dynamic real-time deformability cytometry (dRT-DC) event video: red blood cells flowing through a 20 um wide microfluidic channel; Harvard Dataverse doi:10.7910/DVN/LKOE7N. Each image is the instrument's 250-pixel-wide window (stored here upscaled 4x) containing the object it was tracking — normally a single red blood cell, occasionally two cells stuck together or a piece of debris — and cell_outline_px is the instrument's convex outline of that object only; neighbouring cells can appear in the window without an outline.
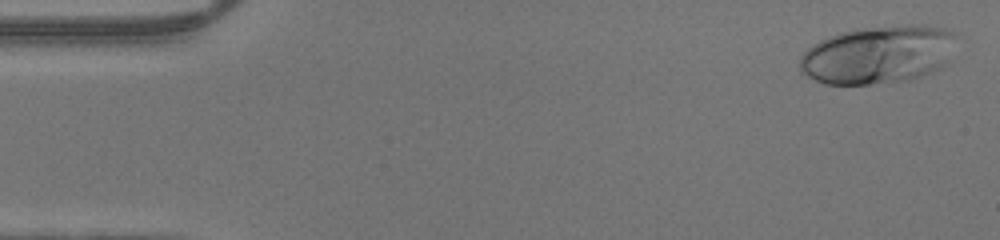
{"species": "human", "species_latin": "Homo sapiens", "temperature_condition": "warm", "stored_images_in_passage": 47, "camera_frame_rate_fps": 3000, "um_per_image_px": 0.085, "donor": {"sex": "male"}, "frame": {"image": 1, "passage_image": 2, "time_ms": 0.333, "image_size_px": [1000, 240], "cell_outline_px": [[952, 60], [940, 68], [932, 72], [912, 80], [868, 84], [824, 84], [800, 72], [800, 56], [812, 44], [820, 40], [840, 32], [856, 28], [908, 24], [924, 24], [948, 28], [952, 32]], "centroid_in_image_um": [74.65, 4.63], "position_along_channel_um": 10.3, "area_um2": 53.52}}
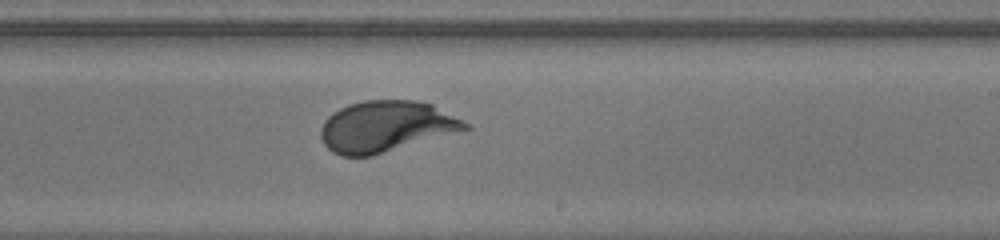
{"frame": {"image": 2, "passage_image": 28, "time_ms": 9.0, "image_size_px": [1000, 240], "cell_outline_px": [[472, 128], [372, 156], [340, 156], [332, 152], [324, 144], [320, 136], [320, 128], [324, 120], [332, 112], [348, 104], [364, 100], [416, 100], [432, 104], [472, 124]], "centroid_in_image_um": [32.81, 10.75], "position_along_channel_um": 256.2, "area_um2": 43.29}}
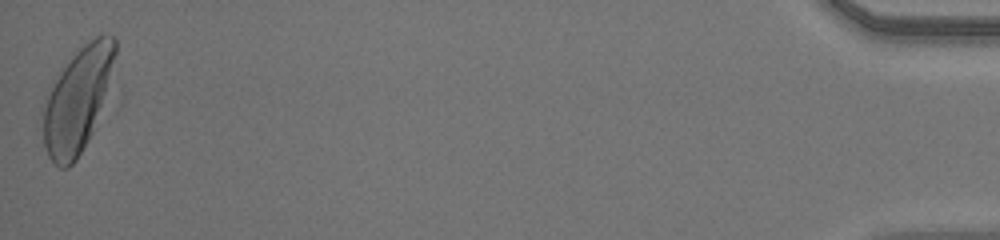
{"frame": {"image": 3, "passage_image": 47, "time_ms": 15.333, "image_size_px": [1000, 240], "cell_outline_px": [[120, 104], [76, 160], [68, 168], [60, 168], [48, 156], [44, 144], [40, 112], [40, 108], [52, 80], [68, 60], [84, 44], [96, 36], [104, 32], [112, 36], [116, 40], [120, 88]], "centroid_in_image_um": [6.87, 8.49], "position_along_channel_um": 428.3, "area_um2": 50.63}}